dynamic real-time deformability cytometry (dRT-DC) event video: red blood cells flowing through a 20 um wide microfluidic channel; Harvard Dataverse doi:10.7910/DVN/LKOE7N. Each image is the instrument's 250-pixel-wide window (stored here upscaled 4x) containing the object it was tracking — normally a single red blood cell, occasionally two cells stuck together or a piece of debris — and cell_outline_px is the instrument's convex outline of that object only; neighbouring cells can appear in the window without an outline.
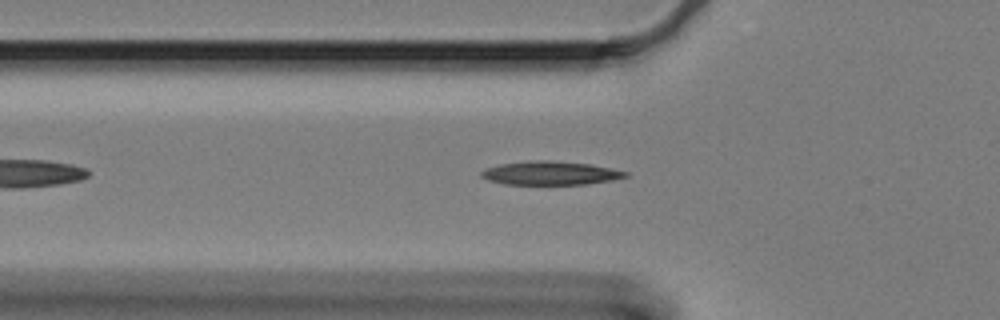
{"species": "Egyptian fruit bat (a non-hibernating species)", "species_latin": "Rousettus aegyptiacus", "temperature_condition": "cold", "stored_images_in_passage": 26, "camera_frame_rate_fps": 3000, "um_per_image_px": 0.085, "animal": {"sex": "female"}, "frame": {"image": 1, "passage_image": 10, "time_ms": 3.0, "image_size_px": [1000, 320], "cell_outline_px": [[628, 176], [612, 180], [588, 184], [504, 184], [488, 180], [480, 176], [480, 172], [484, 168], [500, 164], [532, 160], [548, 160], [592, 164], [612, 168], [628, 172]], "centroid_in_image_um": [46.77, 14.71], "position_along_channel_um": 79.0, "area_um2": 19.94}}
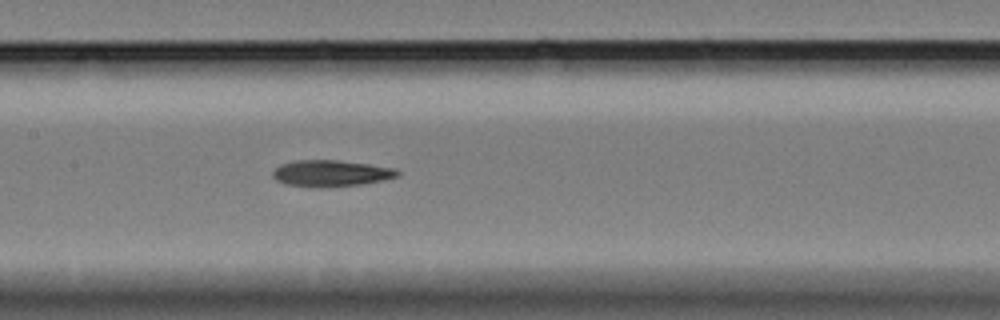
{"frame": {"image": 2, "passage_image": 19, "time_ms": 6.0, "image_size_px": [1000, 320], "cell_outline_px": [[400, 176], [384, 180], [364, 184], [320, 188], [316, 188], [284, 184], [276, 180], [272, 176], [272, 172], [280, 164], [292, 160], [336, 160], [368, 164], [396, 168], [400, 172]], "centroid_in_image_um": [28.13, 14.74], "position_along_channel_um": 179.3, "area_um2": 19.54}}
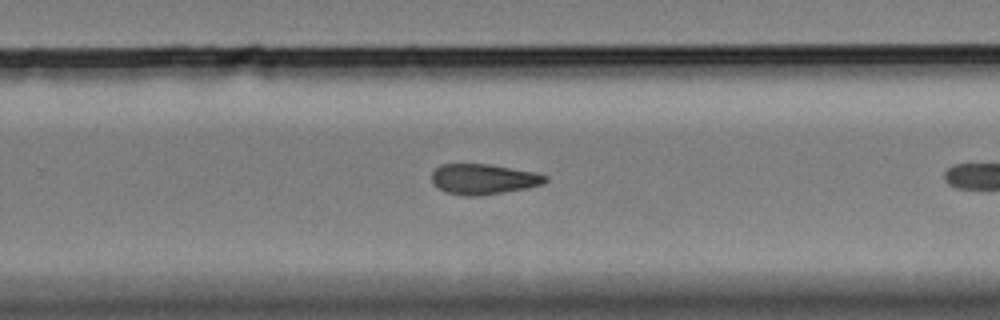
{"frame": {"image": 3, "passage_image": 25, "time_ms": 8.0, "image_size_px": [1000, 320], "cell_outline_px": [[548, 180], [544, 184], [528, 188], [480, 196], [464, 196], [448, 192], [432, 184], [432, 172], [440, 164], [488, 164], [536, 172], [548, 176]], "centroid_in_image_um": [41.12, 15.22], "position_along_channel_um": 288.7, "area_um2": 20.23}}